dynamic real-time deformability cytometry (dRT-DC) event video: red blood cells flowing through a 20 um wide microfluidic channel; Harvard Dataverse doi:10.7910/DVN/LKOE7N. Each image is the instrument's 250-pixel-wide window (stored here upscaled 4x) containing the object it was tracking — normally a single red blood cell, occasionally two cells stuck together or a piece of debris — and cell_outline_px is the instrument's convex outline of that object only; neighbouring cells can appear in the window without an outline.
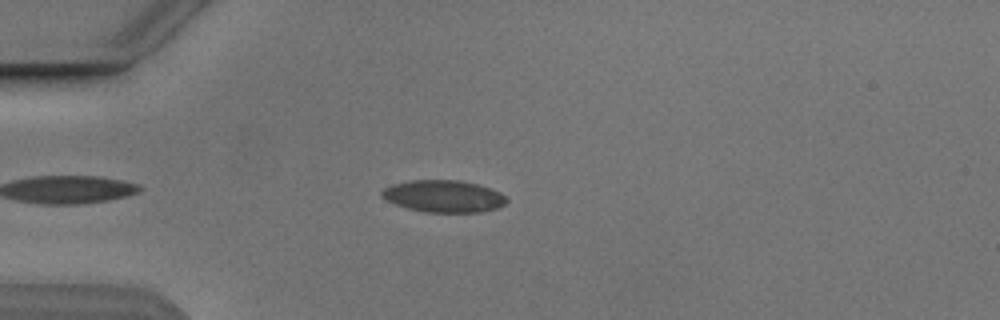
{"species": "Egyptian fruit bat (a non-hibernating species)", "species_latin": "Rousettus aegyptiacus", "temperature_condition": "cold", "stored_images_in_passage": 4, "camera_frame_rate_fps": 3000, "um_per_image_px": 0.085, "animal": {"sex": "male"}, "frame": {"image": 1, "passage_image": 2, "time_ms": 2.0, "image_size_px": [1000, 320], "cell_outline_px": [[508, 200], [504, 204], [496, 208], [480, 212], [424, 212], [408, 208], [396, 204], [380, 196], [380, 192], [384, 188], [392, 184], [412, 180], [460, 180], [492, 188], [500, 192]], "centroid_in_image_um": [37.7, 16.67], "position_along_channel_um": 47.3, "area_um2": 23.24}}
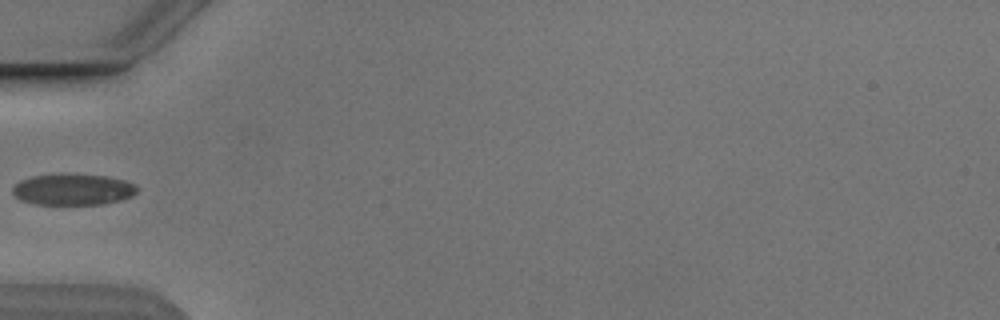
{"frame": {"image": 2, "passage_image": 3, "time_ms": 3.333, "image_size_px": [1000, 320], "cell_outline_px": [[136, 192], [132, 196], [120, 200], [104, 204], [32, 204], [20, 200], [12, 192], [12, 188], [20, 180], [32, 176], [60, 172], [68, 172], [108, 176], [124, 180], [136, 184]], "centroid_in_image_um": [6.18, 16.07], "position_along_channel_um": 78.8, "area_um2": 23.24}}
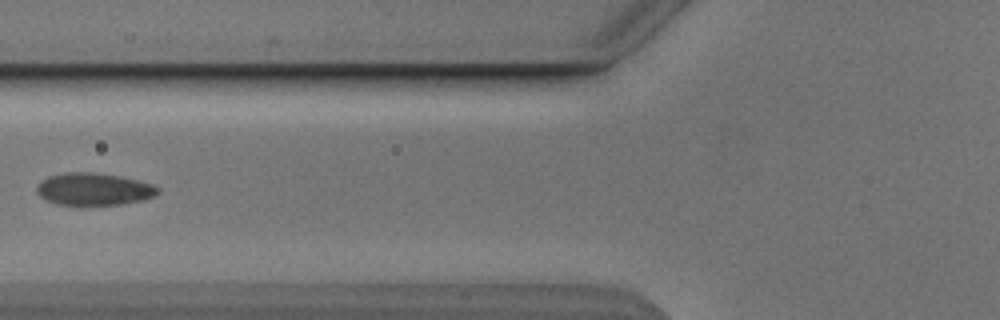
{"frame": {"image": 3, "passage_image": 4, "time_ms": 4.333, "image_size_px": [1000, 320], "cell_outline_px": [[160, 192], [156, 196], [144, 200], [120, 204], [56, 204], [44, 200], [36, 192], [36, 188], [48, 176], [64, 172], [92, 172], [120, 176], [152, 184], [160, 188]], "centroid_in_image_um": [7.99, 16.07], "position_along_channel_um": 117.8, "area_um2": 22.72}}